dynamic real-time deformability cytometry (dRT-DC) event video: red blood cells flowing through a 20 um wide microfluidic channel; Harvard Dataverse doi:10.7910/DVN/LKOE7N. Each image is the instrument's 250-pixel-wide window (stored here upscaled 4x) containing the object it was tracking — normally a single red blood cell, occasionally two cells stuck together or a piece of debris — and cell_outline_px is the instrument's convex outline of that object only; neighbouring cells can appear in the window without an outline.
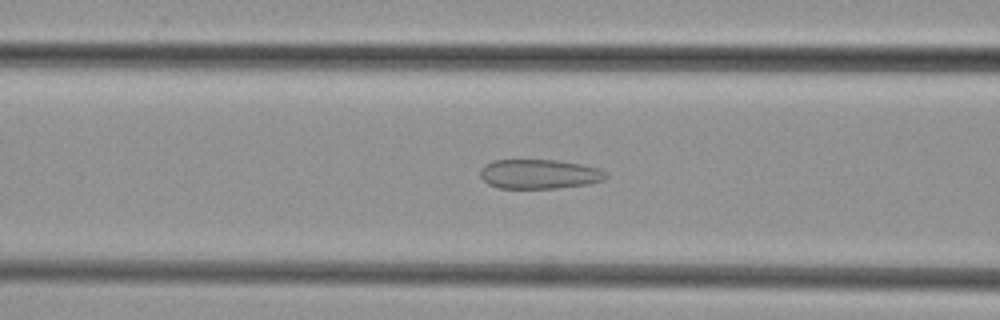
{"species": "common noctule bat (a hibernating species)", "species_latin": "Nyctalus noctula", "temperature_condition": "cold", "stored_images_in_passage": 45, "camera_frame_rate_fps": 3000, "um_per_image_px": 0.085, "animal": {"sex": "female", "body_mass_g": 29.2, "forearm_length_mm": 56.3}, "frame": {"image": 1, "passage_image": 16, "time_ms": 5.0, "image_size_px": [1000, 320], "cell_outline_px": [[608, 176], [604, 180], [588, 184], [556, 188], [500, 188], [488, 184], [480, 176], [480, 168], [484, 164], [492, 160], [556, 160], [580, 164], [596, 168], [604, 172]], "centroid_in_image_um": [45.79, 14.79], "position_along_channel_um": 120.8, "area_um2": 21.5}}
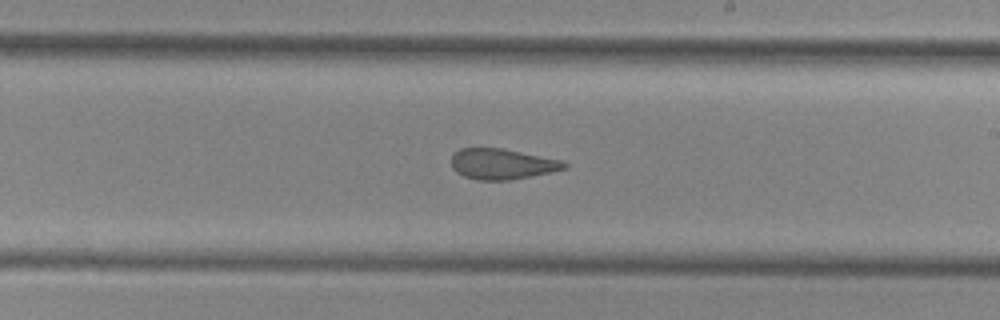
{"frame": {"image": 2, "passage_image": 25, "time_ms": 8.0, "image_size_px": [1000, 320], "cell_outline_px": [[568, 168], [552, 172], [532, 176], [508, 180], [476, 180], [464, 176], [456, 172], [452, 168], [452, 152], [460, 148], [500, 148], [564, 160], [568, 164]], "centroid_in_image_um": [42.69, 13.94], "position_along_channel_um": 246.3, "area_um2": 20.35}}
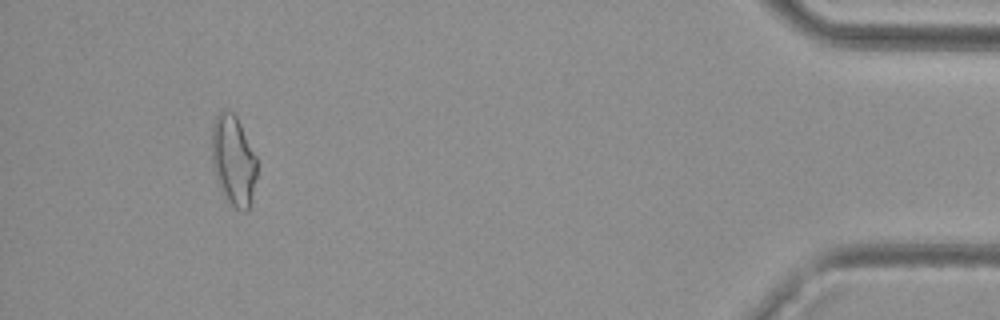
{"frame": {"image": 3, "passage_image": 42, "time_ms": 13.667, "image_size_px": [1000, 320], "cell_outline_px": [[256, 176], [252, 200], [248, 212], [244, 212], [236, 208], [224, 200], [216, 180], [212, 168], [212, 124], [216, 116], [224, 108], [232, 112], [236, 116], [256, 156]], "centroid_in_image_um": [19.82, 13.69], "position_along_channel_um": 415.4, "area_um2": 24.1}}